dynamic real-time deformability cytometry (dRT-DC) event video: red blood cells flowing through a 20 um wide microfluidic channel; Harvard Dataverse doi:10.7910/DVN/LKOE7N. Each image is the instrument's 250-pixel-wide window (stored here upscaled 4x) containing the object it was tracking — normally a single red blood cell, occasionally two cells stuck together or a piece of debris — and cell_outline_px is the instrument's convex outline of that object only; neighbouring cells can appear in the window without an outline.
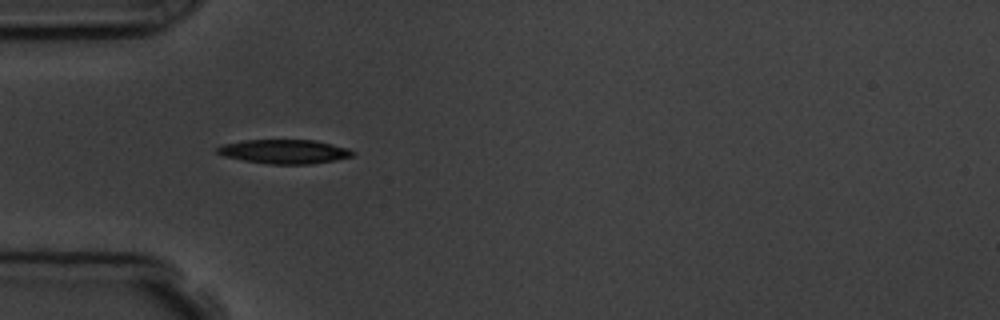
{"species": "common noctule bat (a hibernating species)", "species_latin": "Nyctalus noctula", "temperature_condition": "room temperature", "stored_images_in_passage": 5, "camera_frame_rate_fps": 3000, "um_per_image_px": 0.085, "animal": {"sex": "male", "body_mass_g": 19.5, "forearm_length_mm": 54.6}, "frame": {"image": 1, "passage_image": 4, "time_ms": 3.667, "image_size_px": [1000, 320], "cell_outline_px": [[356, 152], [352, 156], [336, 160], [308, 164], [268, 164], [244, 160], [224, 156], [216, 152], [216, 148], [220, 144], [244, 140], [316, 140], [348, 148]], "centroid_in_image_um": [24.16, 12.88], "position_along_channel_um": 60.8, "area_um2": 19.07}}